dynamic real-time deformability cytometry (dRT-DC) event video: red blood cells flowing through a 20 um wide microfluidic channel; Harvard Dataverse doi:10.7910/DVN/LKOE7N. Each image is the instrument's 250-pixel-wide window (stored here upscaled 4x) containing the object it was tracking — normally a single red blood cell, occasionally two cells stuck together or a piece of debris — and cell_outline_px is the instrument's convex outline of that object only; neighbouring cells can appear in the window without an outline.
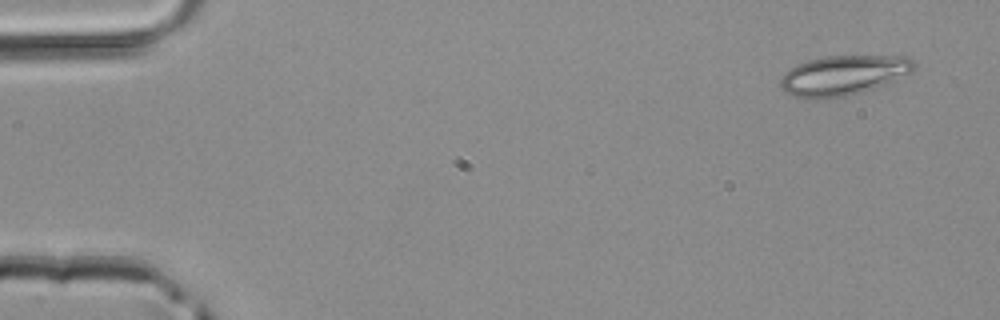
{"species": "common noctule bat (a hibernating species)", "species_latin": "Nyctalus noctula", "temperature_condition": "room temperature", "stored_images_in_passage": 4, "camera_frame_rate_fps": 3000, "um_per_image_px": 0.085, "animal": {"sex": "male", "body_mass_g": 20.4}, "frame": {"image": 1, "passage_image": 1, "time_ms": 0.0, "image_size_px": [1000, 320], "cell_outline_px": [[916, 68], [912, 72], [892, 84], [844, 96], [816, 100], [808, 100], [792, 96], [784, 92], [780, 84], [780, 80], [784, 72], [796, 64], [808, 60], [824, 56], [908, 56], [916, 64]], "centroid_in_image_um": [71.7, 6.42], "position_along_channel_um": 13.3, "area_um2": 31.79}}